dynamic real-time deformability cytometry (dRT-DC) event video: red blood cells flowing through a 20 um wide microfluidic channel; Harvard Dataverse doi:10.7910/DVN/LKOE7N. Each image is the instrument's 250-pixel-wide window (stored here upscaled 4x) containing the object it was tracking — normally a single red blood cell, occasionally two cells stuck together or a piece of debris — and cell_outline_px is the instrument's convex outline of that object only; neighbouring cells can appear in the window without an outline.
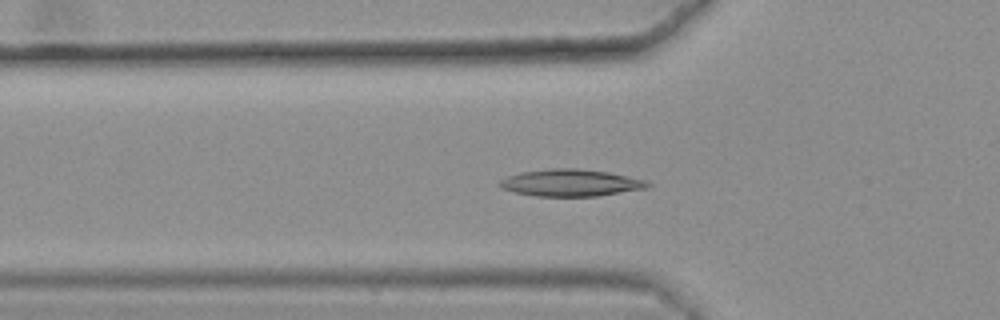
{"species": "common noctule bat (a hibernating species)", "species_latin": "Nyctalus noctula", "temperature_condition": "warm", "stored_images_in_passage": 47, "camera_frame_rate_fps": 3000, "um_per_image_px": 0.085, "animal": {"sex": "female", "body_mass_g": 25.1}, "frame": {"image": 1, "passage_image": 19, "time_ms": 6.0, "image_size_px": [1000, 320], "cell_outline_px": [[652, 184], [648, 188], [596, 196], [536, 196], [516, 192], [500, 188], [496, 184], [500, 180], [508, 176], [520, 172], [552, 168], [576, 168], [608, 172], [648, 180]], "centroid_in_image_um": [48.52, 15.53], "position_along_channel_um": 77.3, "area_um2": 23.35}}
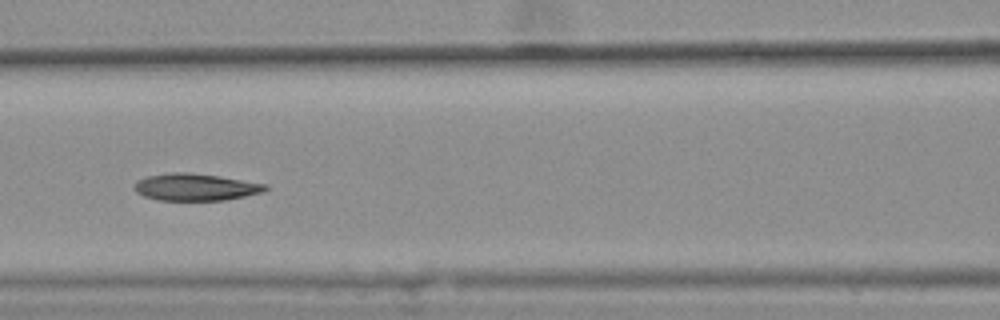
{"frame": {"image": 2, "passage_image": 25, "time_ms": 8.0, "image_size_px": [1000, 320], "cell_outline_px": [[268, 188], [264, 192], [224, 200], [160, 200], [144, 196], [136, 192], [136, 180], [148, 176], [172, 172], [188, 172], [216, 176], [264, 184]], "centroid_in_image_um": [16.59, 15.9], "position_along_channel_um": 150.0, "area_um2": 20.23}}
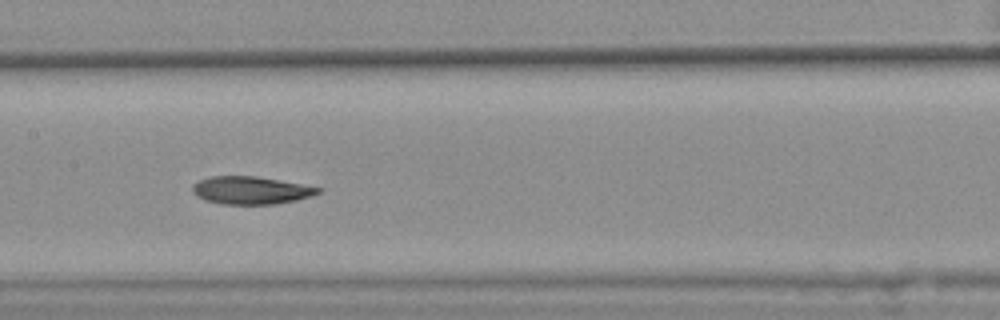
{"frame": {"image": 3, "passage_image": 28, "time_ms": 9.0, "image_size_px": [1000, 320], "cell_outline_px": [[320, 192], [312, 196], [296, 200], [276, 204], [224, 204], [204, 200], [196, 196], [192, 192], [192, 184], [200, 180], [212, 176], [256, 176], [300, 184], [320, 188]], "centroid_in_image_um": [21.28, 16.18], "position_along_channel_um": 186.1, "area_um2": 20.17}, "authors_computed_cell_mechanics": {"area_um2": 21.1548, "velocity_mm_per_s": 3.6172, "shape_relaxation_time_tau1_ms": 6.8349, "shape_relaxation_time_tau2_ms": 4.0358, "deformation_change_tau1": 0.1863, "deformation_change_tau2": 0.0961}}